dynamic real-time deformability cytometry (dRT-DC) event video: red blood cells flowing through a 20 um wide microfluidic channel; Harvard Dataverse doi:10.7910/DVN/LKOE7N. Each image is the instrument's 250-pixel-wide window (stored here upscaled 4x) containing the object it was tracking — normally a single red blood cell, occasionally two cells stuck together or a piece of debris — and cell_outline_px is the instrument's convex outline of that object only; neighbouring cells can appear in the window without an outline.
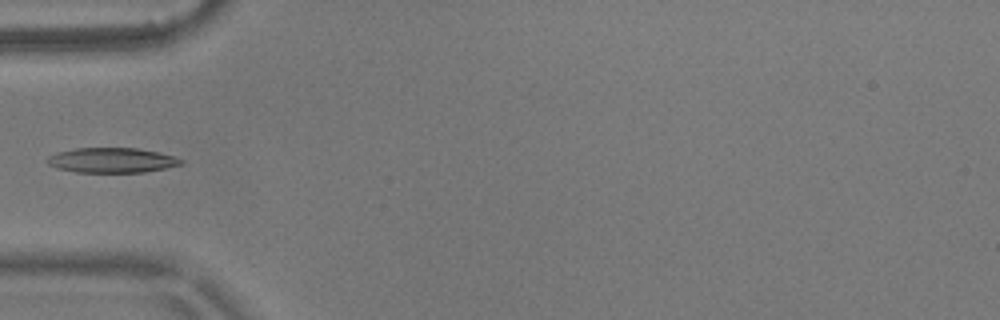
{"species": "common noctule bat (a hibernating species)", "species_latin": "Nyctalus noctula", "temperature_condition": "warm", "stored_images_in_passage": 6, "camera_frame_rate_fps": 3000, "um_per_image_px": 0.085, "animal": {"sex": "male", "body_mass_g": 17.9}, "frame": {"image": 1, "passage_image": 6, "time_ms": 1.667, "image_size_px": [1000, 320], "cell_outline_px": [[184, 164], [144, 172], [76, 172], [56, 168], [48, 164], [48, 156], [56, 152], [76, 148], [136, 148], [156, 152], [172, 156], [184, 160]], "centroid_in_image_um": [9.48, 13.62], "position_along_channel_um": 75.5, "area_um2": 19.31}}